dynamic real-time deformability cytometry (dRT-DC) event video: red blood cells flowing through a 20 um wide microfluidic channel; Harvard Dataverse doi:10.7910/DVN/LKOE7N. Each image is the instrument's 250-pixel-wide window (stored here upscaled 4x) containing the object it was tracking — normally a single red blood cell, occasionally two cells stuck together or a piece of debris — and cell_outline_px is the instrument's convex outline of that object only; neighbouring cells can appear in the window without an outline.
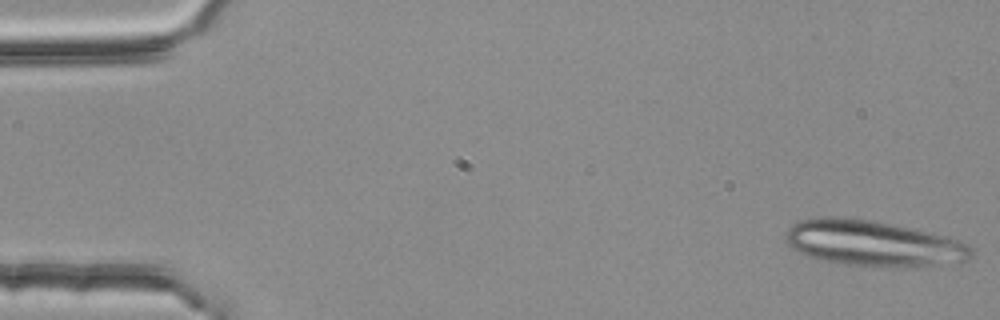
{"species": "common noctule bat (a hibernating species)", "species_latin": "Nyctalus noctula", "temperature_condition": "room temperature", "stored_images_in_passage": 4, "camera_frame_rate_fps": 3000, "um_per_image_px": 0.085, "animal": {"sex": "female", "body_mass_g": 25.1}, "frame": {"image": 1, "passage_image": 1, "time_ms": 0.0, "image_size_px": [1000, 320], "cell_outline_px": [[972, 256], [968, 260], [916, 268], [848, 264], [808, 256], [792, 248], [784, 240], [784, 236], [788, 228], [792, 224], [800, 220], [828, 216], [868, 220], [908, 228], [956, 240], [968, 244], [972, 248]], "centroid_in_image_um": [74.19, 20.7], "position_along_channel_um": 10.8, "area_um2": 48.55}}